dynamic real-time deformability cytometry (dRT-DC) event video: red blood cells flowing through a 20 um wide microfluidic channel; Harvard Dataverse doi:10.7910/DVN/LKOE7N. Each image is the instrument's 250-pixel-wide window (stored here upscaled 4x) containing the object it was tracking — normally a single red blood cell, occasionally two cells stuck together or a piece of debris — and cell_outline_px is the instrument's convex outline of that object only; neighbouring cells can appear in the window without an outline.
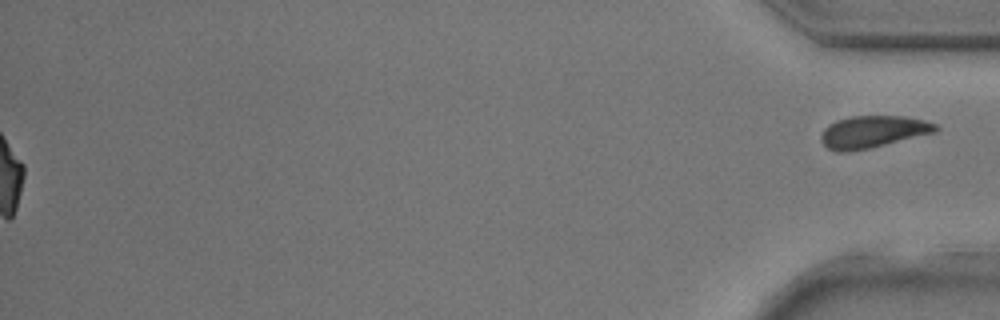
{"species": "common noctule bat (a hibernating species)", "species_latin": "Nyctalus noctula", "temperature_condition": "room temperature", "stored_images_in_passage": 34, "segment_of_instrument_passage": [2, 2], "camera_frame_rate_fps": 3000, "um_per_image_px": 0.085, "animal": {"sex": "male", "body_mass_g": 17.9, "forearm_length_mm": 54.2}, "frame": {"image": 1, "passage_image": 34, "time_ms": 11.0, "image_size_px": [1000, 320], "cell_outline_px": [[940, 128], [936, 132], [868, 148], [848, 152], [836, 152], [828, 148], [820, 140], [820, 136], [824, 128], [828, 124], [836, 120], [852, 116], [904, 116], [924, 120], [936, 124]], "centroid_in_image_um": [74.17, 11.19], "position_along_channel_um": 361.0, "area_um2": 21.39}}